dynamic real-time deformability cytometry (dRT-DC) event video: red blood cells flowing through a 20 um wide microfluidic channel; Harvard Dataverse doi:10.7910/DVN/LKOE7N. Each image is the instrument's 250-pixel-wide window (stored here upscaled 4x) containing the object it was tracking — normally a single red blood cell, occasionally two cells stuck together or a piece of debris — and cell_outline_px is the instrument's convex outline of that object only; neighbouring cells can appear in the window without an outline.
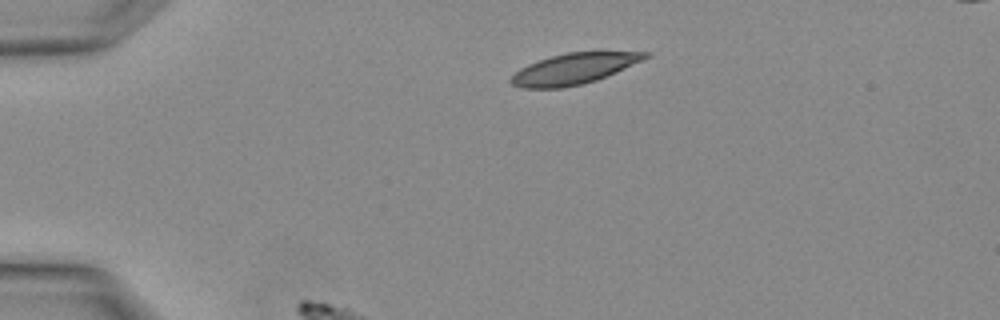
{"species": "Egyptian fruit bat (a non-hibernating species)", "species_latin": "Rousettus aegyptiacus", "temperature_condition": "warm", "stored_images_in_passage": 2, "camera_frame_rate_fps": 3000, "um_per_image_px": 0.085, "animal": {"sex": "female"}, "frame": {"image": 1, "passage_image": 1, "time_ms": 0.0, "image_size_px": [1000, 320], "cell_outline_px": [[648, 56], [640, 60], [596, 80], [580, 84], [560, 88], [520, 88], [512, 84], [508, 80], [520, 68], [528, 64], [552, 56], [568, 52], [648, 52]], "centroid_in_image_um": [48.67, 5.85], "position_along_channel_um": 36.3, "area_um2": 23.35}}
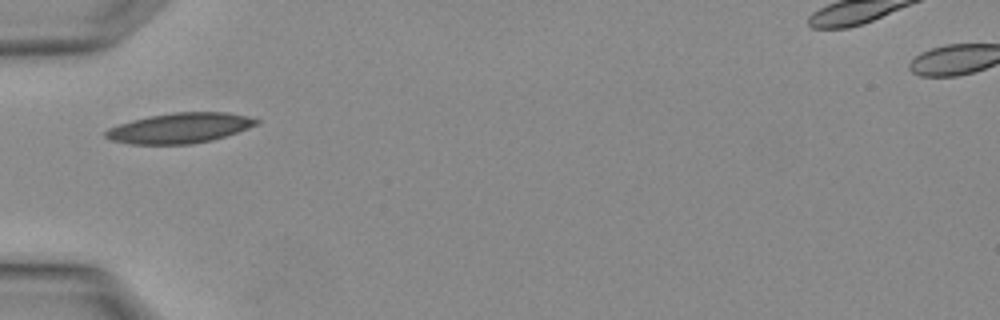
{"frame": {"image": 2, "passage_image": 2, "time_ms": 0.333, "image_size_px": [1000, 320], "cell_outline_px": [[260, 120], [256, 124], [248, 128], [212, 140], [192, 144], [128, 144], [112, 140], [104, 136], [104, 132], [108, 128], [132, 120], [148, 116], [172, 112], [228, 112], [248, 116]], "centroid_in_image_um": [15.26, 10.88], "position_along_channel_um": 69.7, "area_um2": 26.47}}